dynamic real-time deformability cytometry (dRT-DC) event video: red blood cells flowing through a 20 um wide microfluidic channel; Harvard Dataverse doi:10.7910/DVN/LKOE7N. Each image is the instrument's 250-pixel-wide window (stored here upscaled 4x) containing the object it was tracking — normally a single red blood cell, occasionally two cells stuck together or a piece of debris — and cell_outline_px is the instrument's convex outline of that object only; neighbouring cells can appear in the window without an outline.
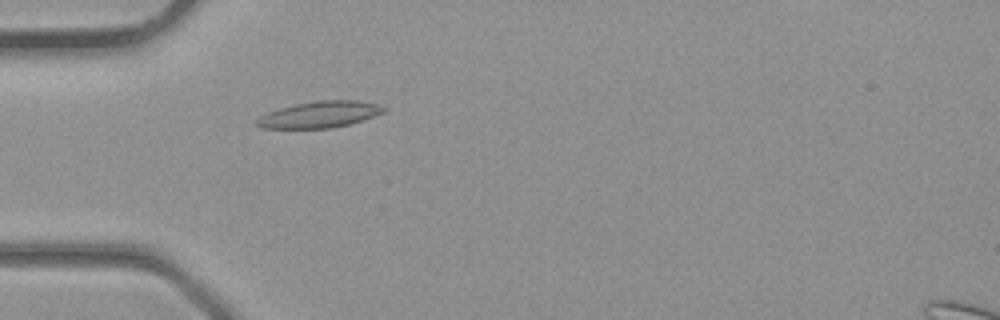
{"species": "common noctule bat (a hibernating species)", "species_latin": "Nyctalus noctula", "temperature_condition": "room temperature", "stored_images_in_passage": 31, "segment_of_instrument_passage": [1, 2], "camera_frame_rate_fps": 3000, "um_per_image_px": 0.085, "animal": {"sex": "male", "body_mass_g": 23.1, "forearm_length_mm": 52.7}, "frame": {"image": 1, "passage_image": 4, "time_ms": 1.0, "image_size_px": [1000, 320], "cell_outline_px": [[388, 108], [384, 112], [348, 124], [332, 128], [260, 128], [256, 124], [256, 120], [260, 116], [268, 112], [280, 108], [296, 104], [320, 100], [356, 100], [380, 104]], "centroid_in_image_um": [27.18, 9.73], "position_along_channel_um": 57.8, "area_um2": 19.36}}
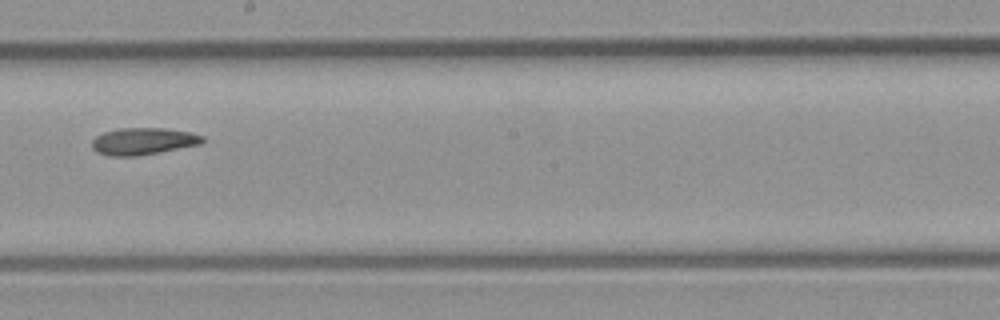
{"frame": {"image": 2, "passage_image": 14, "time_ms": 4.333, "image_size_px": [1000, 320], "cell_outline_px": [[204, 140], [200, 144], [136, 156], [108, 156], [96, 152], [92, 148], [92, 140], [96, 136], [104, 132], [120, 128], [164, 128], [188, 132], [204, 136]], "centroid_in_image_um": [12.12, 12.0], "position_along_channel_um": 236.1, "area_um2": 17.22}}
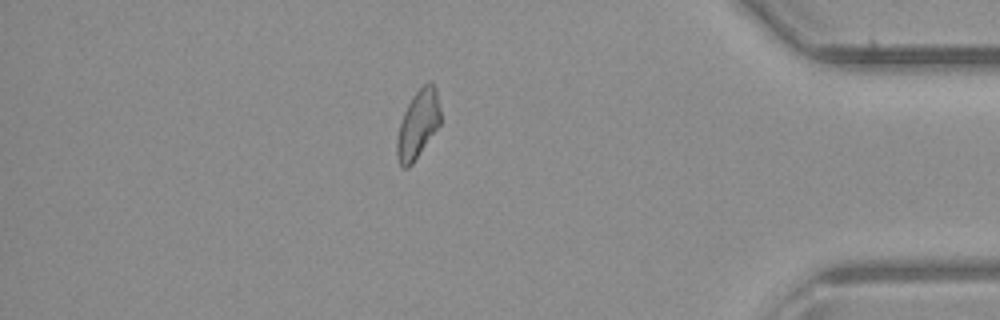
{"frame": {"image": 3, "passage_image": 25, "time_ms": 8.0, "image_size_px": [1000, 320], "cell_outline_px": [[440, 124], [412, 164], [408, 168], [404, 168], [400, 164], [396, 156], [396, 140], [400, 124], [404, 112], [412, 96], [428, 80], [436, 88], [440, 108]], "centroid_in_image_um": [35.52, 10.56], "position_along_channel_um": 399.7, "area_um2": 17.11}}